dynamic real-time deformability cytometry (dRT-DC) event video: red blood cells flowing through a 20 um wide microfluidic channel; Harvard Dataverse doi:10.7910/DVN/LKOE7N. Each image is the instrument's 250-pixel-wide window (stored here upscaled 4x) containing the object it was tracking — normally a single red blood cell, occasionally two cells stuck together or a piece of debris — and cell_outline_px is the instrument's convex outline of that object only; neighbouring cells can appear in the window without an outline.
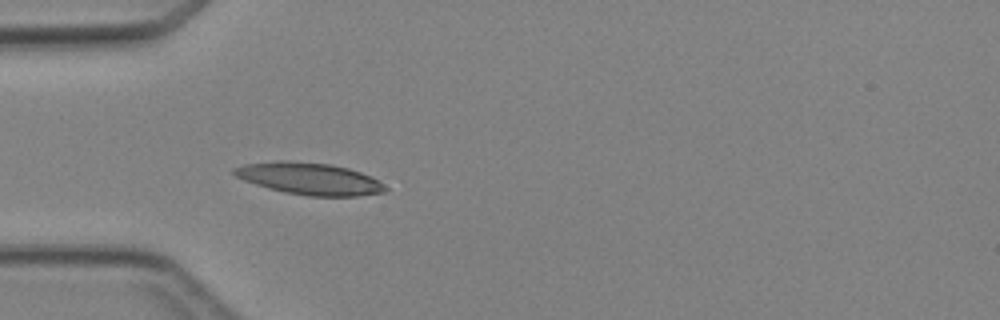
{"species": "Egyptian fruit bat (a non-hibernating species)", "species_latin": "Rousettus aegyptiacus", "temperature_condition": "cold", "stored_images_in_passage": 5, "camera_frame_rate_fps": 3000, "um_per_image_px": 0.085, "animal": {"sex": "female"}, "frame": {"image": 1, "passage_image": 5, "time_ms": 4.667, "image_size_px": [1000, 320], "cell_outline_px": [[388, 192], [356, 196], [308, 196], [284, 192], [268, 188], [244, 180], [236, 176], [232, 172], [232, 168], [244, 164], [280, 160], [288, 160], [328, 164], [348, 168], [372, 176], [384, 184], [388, 188]], "centroid_in_image_um": [26.32, 15.19], "position_along_channel_um": 58.7, "area_um2": 28.26}}